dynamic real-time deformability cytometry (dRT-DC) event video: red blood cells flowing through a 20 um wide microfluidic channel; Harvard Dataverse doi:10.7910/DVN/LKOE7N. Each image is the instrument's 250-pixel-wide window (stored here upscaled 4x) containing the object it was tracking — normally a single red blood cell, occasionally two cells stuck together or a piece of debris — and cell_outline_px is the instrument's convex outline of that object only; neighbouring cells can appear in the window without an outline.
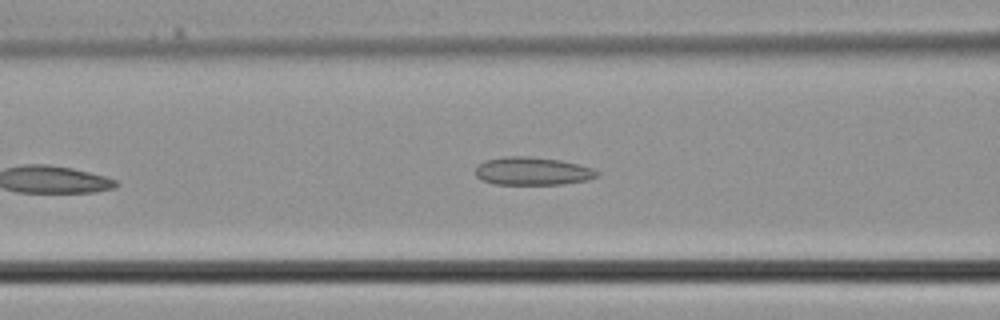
{"species": "common noctule bat (a hibernating species)", "species_latin": "Nyctalus noctula", "temperature_condition": "cold", "stored_images_in_passage": 23, "camera_frame_rate_fps": 3000, "um_per_image_px": 0.085, "animal": {"sex": "male", "body_mass_g": 21.5, "forearm_length_mm": 52.0}, "frame": {"image": 1, "passage_image": 6, "time_ms": 1.667, "image_size_px": [1000, 320], "cell_outline_px": [[600, 176], [588, 180], [560, 184], [496, 184], [480, 180], [476, 176], [476, 164], [484, 160], [504, 156], [528, 156], [560, 160], [580, 164], [592, 168], [600, 172]], "centroid_in_image_um": [45.26, 14.54], "position_along_channel_um": 121.3, "area_um2": 20.11}}
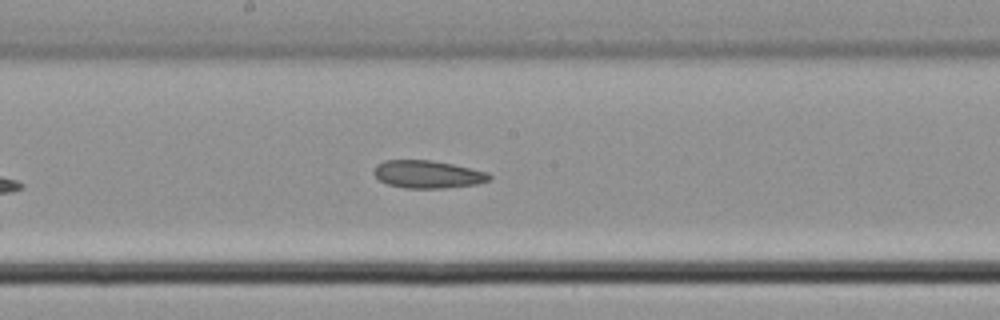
{"frame": {"image": 2, "passage_image": 11, "time_ms": 3.333, "image_size_px": [1000, 320], "cell_outline_px": [[492, 180], [476, 184], [444, 188], [404, 188], [388, 184], [380, 180], [372, 172], [376, 164], [384, 160], [432, 160], [452, 164], [488, 172], [492, 176]], "centroid_in_image_um": [36.36, 14.81], "position_along_channel_um": 211.8, "area_um2": 18.73}}
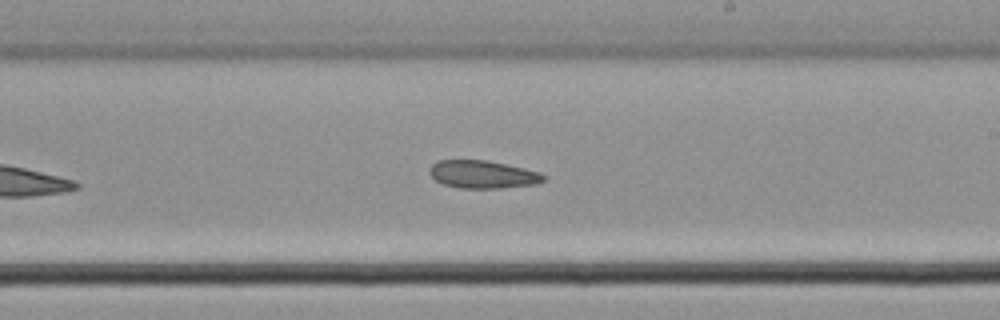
{"frame": {"image": 3, "passage_image": 13, "time_ms": 4.0, "image_size_px": [1000, 320], "cell_outline_px": [[548, 176], [544, 180], [536, 184], [500, 188], [460, 188], [444, 184], [436, 180], [428, 172], [428, 168], [436, 160], [484, 160], [504, 164], [540, 172]], "centroid_in_image_um": [41.02, 14.82], "position_along_channel_um": 248.0, "area_um2": 18.44}}